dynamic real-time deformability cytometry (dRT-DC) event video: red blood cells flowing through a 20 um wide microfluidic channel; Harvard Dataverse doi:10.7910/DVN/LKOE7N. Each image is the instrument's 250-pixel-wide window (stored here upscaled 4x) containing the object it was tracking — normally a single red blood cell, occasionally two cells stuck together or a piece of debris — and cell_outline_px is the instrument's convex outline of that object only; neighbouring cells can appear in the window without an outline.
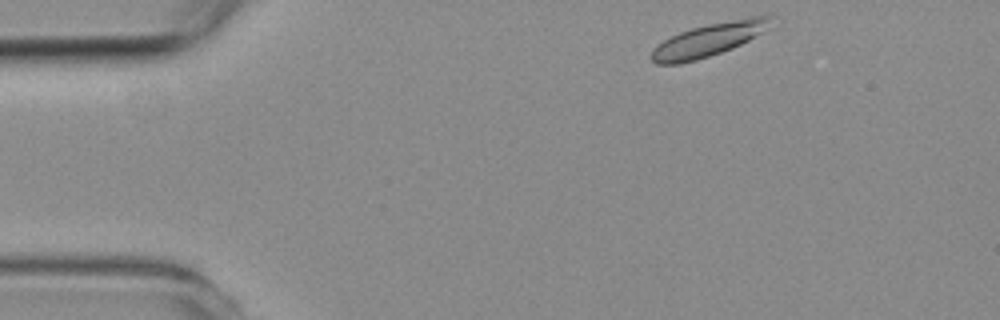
{"species": "common noctule bat (a hibernating species)", "species_latin": "Nyctalus noctula", "temperature_condition": "room temperature", "stored_images_in_passage": 5, "camera_frame_rate_fps": 3000, "um_per_image_px": 0.085, "animal": {"sex": "female", "body_mass_g": 19.3, "forearm_length_mm": 54.1}, "frame": {"image": 1, "passage_image": 1, "time_ms": 0.0, "image_size_px": [1000, 320], "cell_outline_px": [[768, 16], [760, 32], [756, 36], [732, 48], [696, 60], [680, 64], [656, 64], [648, 56], [652, 48], [656, 44], [680, 32], [692, 28], [708, 24], [764, 12]], "centroid_in_image_um": [60.11, 3.39], "position_along_channel_um": 24.9, "area_um2": 22.72}}
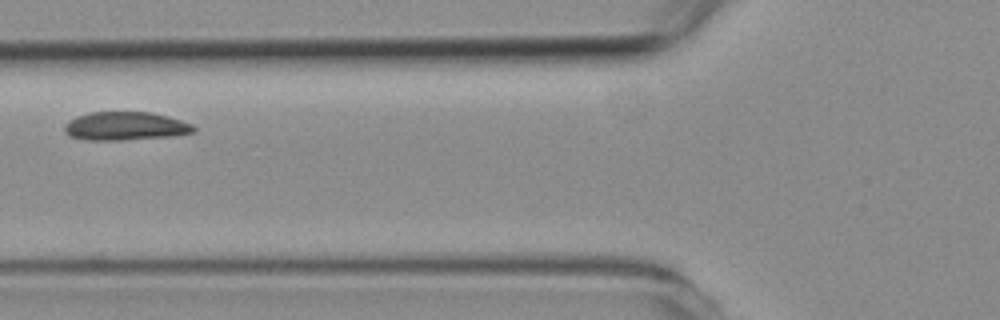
{"frame": {"image": 2, "passage_image": 5, "time_ms": 4.667, "image_size_px": [1000, 320], "cell_outline_px": [[196, 132], [172, 136], [120, 140], [84, 140], [68, 136], [64, 132], [64, 124], [68, 120], [76, 116], [88, 112], [152, 112], [168, 116], [192, 124], [196, 128]], "centroid_in_image_um": [10.62, 10.72], "position_along_channel_um": 115.2, "area_um2": 21.68}}